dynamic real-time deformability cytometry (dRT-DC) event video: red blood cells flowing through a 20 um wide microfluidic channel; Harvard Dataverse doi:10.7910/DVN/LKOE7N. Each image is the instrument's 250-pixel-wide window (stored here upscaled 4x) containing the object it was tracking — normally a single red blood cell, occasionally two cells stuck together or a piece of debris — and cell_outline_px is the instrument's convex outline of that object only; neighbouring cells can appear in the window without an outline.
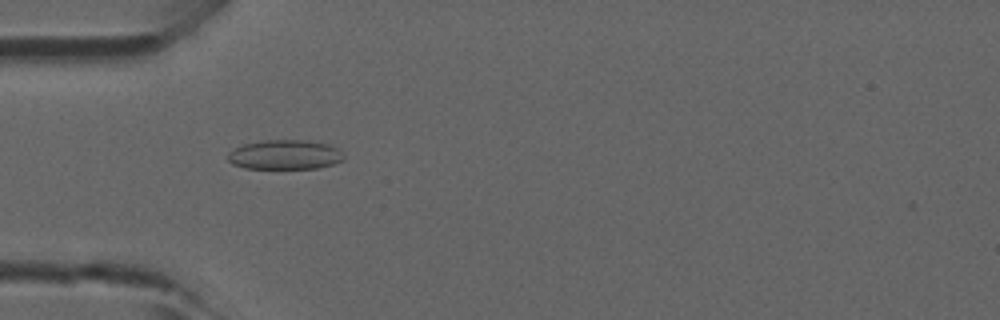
{"species": "common noctule bat (a hibernating species)", "species_latin": "Nyctalus noctula", "temperature_condition": "room temperature", "stored_images_in_passage": 2, "camera_frame_rate_fps": 3000, "um_per_image_px": 0.085, "animal": {"sex": "male", "forearm_length_mm": 52.5}, "frame": {"image": 1, "passage_image": 1, "time_ms": 0.0, "image_size_px": [1000, 320], "cell_outline_px": [[344, 160], [332, 164], [316, 168], [244, 168], [232, 164], [228, 160], [228, 152], [244, 144], [260, 140], [308, 140], [332, 144], [344, 152]], "centroid_in_image_um": [24.26, 13.13], "position_along_channel_um": 60.7, "area_um2": 20.17}}
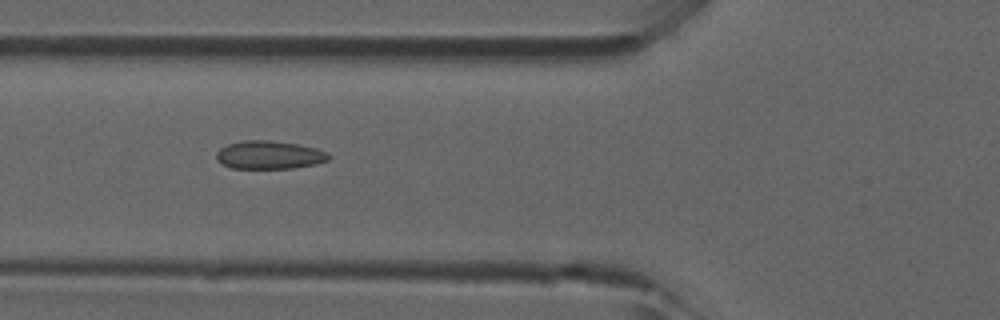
{"frame": {"image": 2, "passage_image": 2, "time_ms": 0.333, "image_size_px": [1000, 320], "cell_outline_px": [[332, 156], [328, 160], [316, 164], [292, 168], [232, 168], [216, 160], [216, 152], [220, 148], [228, 144], [244, 140], [268, 140], [296, 144], [316, 148], [328, 152]], "centroid_in_image_um": [22.9, 13.17], "position_along_channel_um": 102.9, "area_um2": 18.44}}